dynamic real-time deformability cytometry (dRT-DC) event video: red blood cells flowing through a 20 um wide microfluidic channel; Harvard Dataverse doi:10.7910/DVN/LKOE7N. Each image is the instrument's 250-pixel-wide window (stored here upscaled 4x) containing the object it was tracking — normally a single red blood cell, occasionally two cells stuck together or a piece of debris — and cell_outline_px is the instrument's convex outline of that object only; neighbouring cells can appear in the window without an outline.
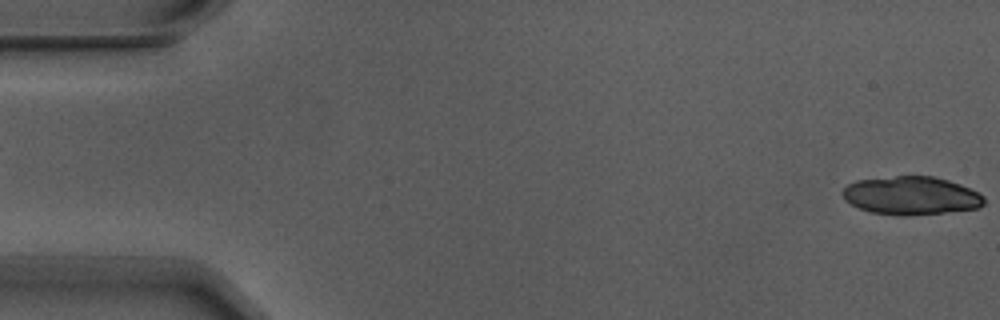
{"species": "Egyptian fruit bat (a non-hibernating species)", "species_latin": "Rousettus aegyptiacus", "temperature_condition": "warm", "stored_images_in_passage": 4, "segment_of_instrument_passage": [2, 2], "camera_frame_rate_fps": 3000, "um_per_image_px": 0.085, "animal": {"sex": "male"}, "frame": {"image": 1, "passage_image": 4, "time_ms": 1.0, "image_size_px": [1000, 320], "cell_outline_px": [[984, 204], [980, 208], [944, 212], [904, 216], [900, 216], [872, 212], [860, 208], [844, 200], [840, 192], [848, 184], [856, 180], [896, 176], [932, 176], [948, 180], [960, 184], [984, 196]], "centroid_in_image_um": [77.42, 16.63], "position_along_channel_um": 7.6, "area_um2": 31.5}}